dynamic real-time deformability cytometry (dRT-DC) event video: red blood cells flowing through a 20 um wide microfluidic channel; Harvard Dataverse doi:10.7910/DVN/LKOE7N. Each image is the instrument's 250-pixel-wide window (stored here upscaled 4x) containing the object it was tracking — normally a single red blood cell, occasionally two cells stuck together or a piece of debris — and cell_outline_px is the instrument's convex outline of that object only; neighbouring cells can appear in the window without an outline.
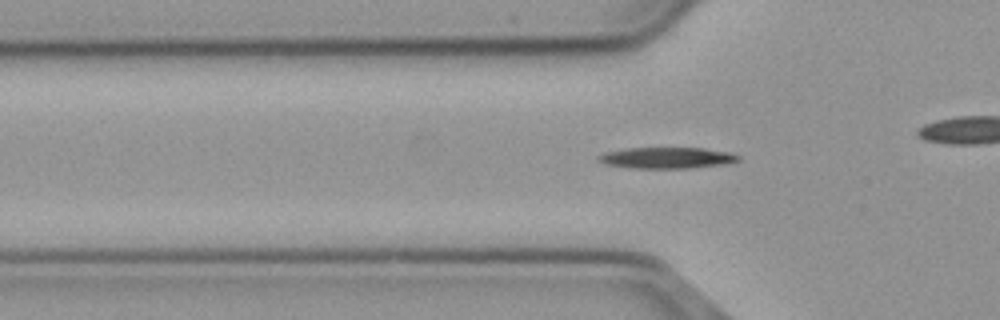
{"species": "common noctule bat (a hibernating species)", "species_latin": "Nyctalus noctula", "temperature_condition": "cold", "stored_images_in_passage": 44, "camera_frame_rate_fps": 3000, "um_per_image_px": 0.085, "animal": {"sex": "male", "body_mass_g": 23.1, "forearm_length_mm": 52.7}, "frame": {"image": 1, "passage_image": 5, "time_ms": 1.333, "image_size_px": [1000, 320], "cell_outline_px": [[740, 160], [732, 164], [692, 168], [632, 168], [604, 164], [596, 160], [596, 156], [604, 152], [628, 148], [704, 148], [732, 152], [740, 156]], "centroid_in_image_um": [56.73, 13.42], "position_along_channel_um": 69.1, "area_um2": 17.69}}
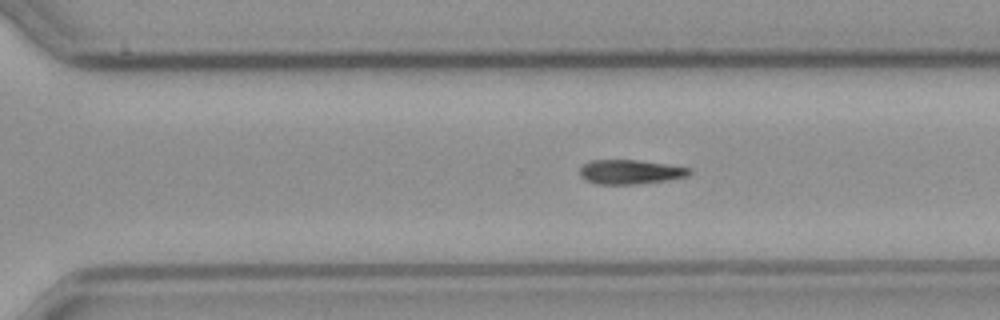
{"frame": {"image": 2, "passage_image": 25, "time_ms": 8.0, "image_size_px": [1000, 320], "cell_outline_px": [[692, 172], [688, 176], [664, 180], [636, 184], [596, 184], [584, 180], [580, 176], [580, 168], [584, 164], [592, 160], [636, 160], [692, 168]], "centroid_in_image_um": [53.54, 14.61], "position_along_channel_um": 317.1, "area_um2": 15.43}}
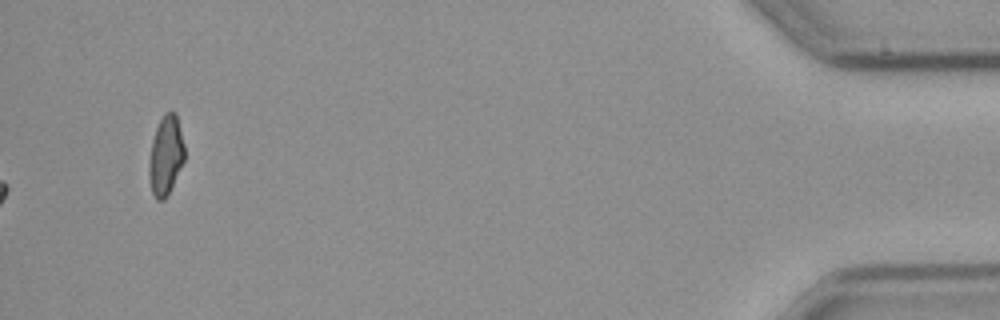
{"frame": {"image": 3, "passage_image": 44, "time_ms": 14.333, "image_size_px": [1000, 320], "cell_outline_px": [[184, 160], [164, 200], [156, 200], [152, 192], [148, 172], [148, 160], [152, 140], [156, 128], [164, 112], [176, 112], [184, 144]], "centroid_in_image_um": [14.07, 13.18], "position_along_channel_um": 421.1, "area_um2": 16.24}, "authors_computed_cell_mechanics": {"area_um2": 16.1262, "velocity_mm_per_s": 3.6985, "shape_relaxation_time_tau1_ms": 3.0011, "shape_relaxation_time_tau2_ms": null, "deformation_change_tau1": 0.1106, "deformation_change_tau2": null}}